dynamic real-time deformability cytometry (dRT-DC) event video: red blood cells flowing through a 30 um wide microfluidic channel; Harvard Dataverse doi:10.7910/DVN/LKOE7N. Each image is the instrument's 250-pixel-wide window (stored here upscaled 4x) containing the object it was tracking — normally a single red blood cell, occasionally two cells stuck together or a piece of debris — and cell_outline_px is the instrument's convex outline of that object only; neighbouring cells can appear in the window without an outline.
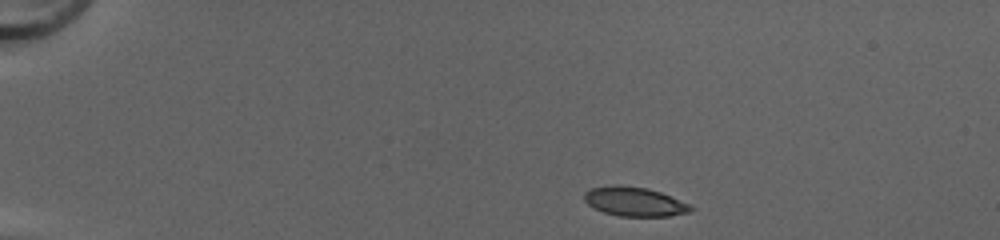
{"species": "common noctule bat (a hibernating species)", "species_latin": "Nyctalus noctula", "temperature_condition": "cold", "stored_images_in_passage": 41, "camera_frame_rate_fps": 3000, "um_per_image_px": 0.085, "animal": {"sex": "female", "body_mass_g": 20.0, "forearm_length_mm": 54.0}, "frame": {"image": 1, "passage_image": 1, "time_ms": 0.0, "image_size_px": [1000, 240], "cell_outline_px": [[696, 208], [688, 212], [668, 216], [620, 216], [604, 212], [588, 204], [584, 200], [584, 192], [592, 188], [648, 188], [660, 192], [688, 204]], "centroid_in_image_um": [53.98, 17.19], "position_along_channel_um": 31.0, "area_um2": 17.11}}
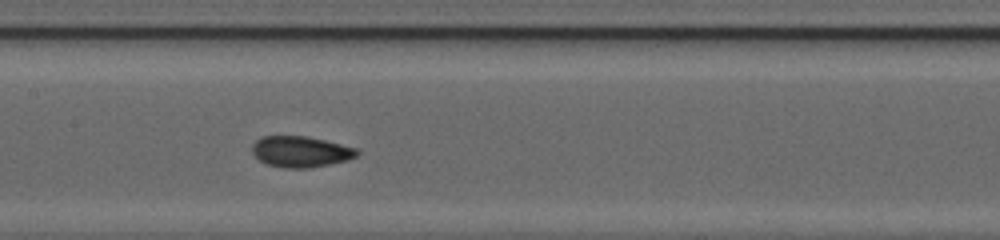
{"frame": {"image": 2, "passage_image": 18, "time_ms": 5.667, "image_size_px": [1000, 240], "cell_outline_px": [[360, 152], [356, 156], [348, 160], [308, 168], [284, 168], [264, 164], [252, 152], [252, 144], [260, 136], [308, 136], [356, 148]], "centroid_in_image_um": [25.53, 12.89], "position_along_channel_um": 181.9, "area_um2": 18.96}}
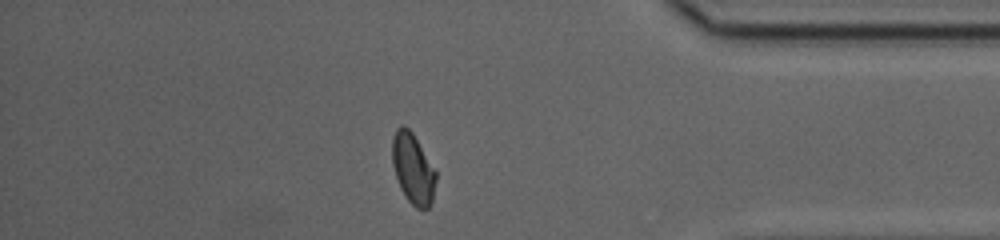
{"frame": {"image": 3, "passage_image": 35, "time_ms": 11.333, "image_size_px": [1000, 240], "cell_outline_px": [[436, 180], [432, 200], [428, 208], [416, 208], [404, 196], [400, 188], [392, 164], [392, 136], [396, 128], [400, 124], [404, 124], [412, 132], [436, 172]], "centroid_in_image_um": [35.07, 14.31], "position_along_channel_um": 400.1, "area_um2": 17.86}, "authors_computed_cell_mechanics": {"area_um2": 18.496, "velocity_mm_per_s": 4.233, "shape_relaxation_time_tau1_ms": 3.8654, "shape_relaxation_time_tau2_ms": 1.0744, "deformation_change_tau1": 0.1294, "deformation_change_tau2": 0.0606}}